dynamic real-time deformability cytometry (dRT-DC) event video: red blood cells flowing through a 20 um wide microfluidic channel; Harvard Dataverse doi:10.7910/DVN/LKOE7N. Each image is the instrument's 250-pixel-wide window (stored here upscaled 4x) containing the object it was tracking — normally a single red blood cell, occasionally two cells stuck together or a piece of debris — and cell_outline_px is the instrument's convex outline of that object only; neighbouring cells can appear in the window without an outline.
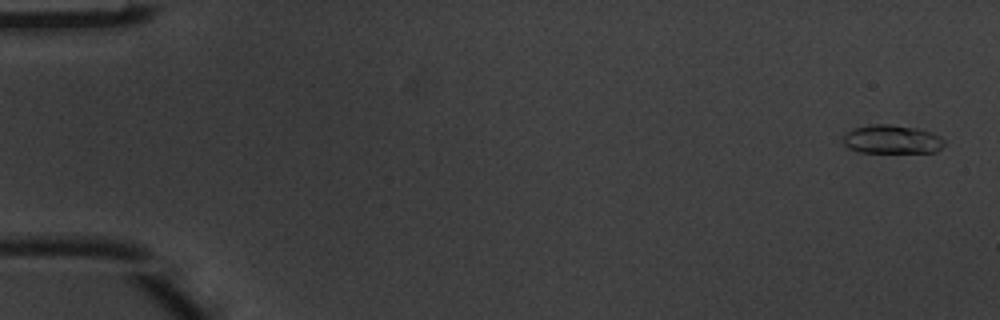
{"species": "common noctule bat (a hibernating species)", "species_latin": "Nyctalus noctula", "temperature_condition": "warm", "stored_images_in_passage": 5, "camera_frame_rate_fps": 3000, "um_per_image_px": 0.085, "animal": {"sex": "male", "body_mass_g": 20.1, "forearm_length_mm": 53.5}, "frame": {"image": 1, "passage_image": 1, "time_ms": 0.0, "image_size_px": [1000, 320], "cell_outline_px": [[944, 144], [936, 152], [860, 152], [848, 148], [844, 144], [844, 132], [856, 128], [872, 124], [888, 124], [916, 128], [932, 132], [940, 136], [944, 140]], "centroid_in_image_um": [75.81, 11.84], "position_along_channel_um": 9.2, "area_um2": 16.82}}